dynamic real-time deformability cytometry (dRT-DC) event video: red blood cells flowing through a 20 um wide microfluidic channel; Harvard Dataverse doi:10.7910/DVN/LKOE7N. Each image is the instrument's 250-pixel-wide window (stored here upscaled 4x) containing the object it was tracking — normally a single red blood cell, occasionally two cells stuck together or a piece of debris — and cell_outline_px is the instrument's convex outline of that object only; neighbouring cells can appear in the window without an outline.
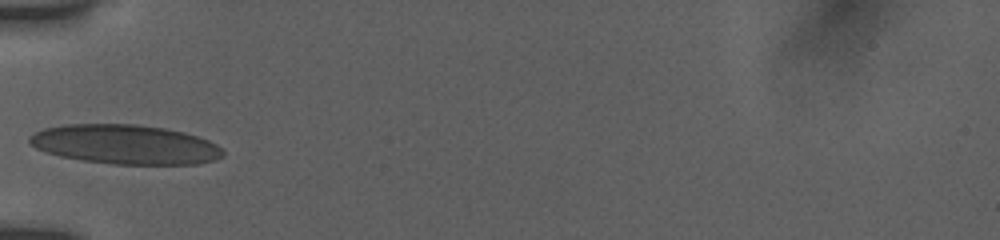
{"species": "human", "species_latin": "Homo sapiens", "temperature_condition": "room temperature", "stored_images_in_passage": 3, "camera_frame_rate_fps": 3000, "um_per_image_px": 0.085, "donor": {"sex": "female"}, "frame": {"image": 1, "passage_image": 1, "time_ms": 0.0, "image_size_px": [1000, 240], "cell_outline_px": [[224, 156], [216, 160], [196, 164], [112, 164], [84, 160], [60, 156], [36, 148], [28, 144], [28, 136], [44, 128], [64, 124], [136, 124], [164, 128], [184, 132], [208, 140], [216, 144], [224, 152]], "centroid_in_image_um": [10.63, 12.27], "position_along_channel_um": 74.4, "area_um2": 44.45}}
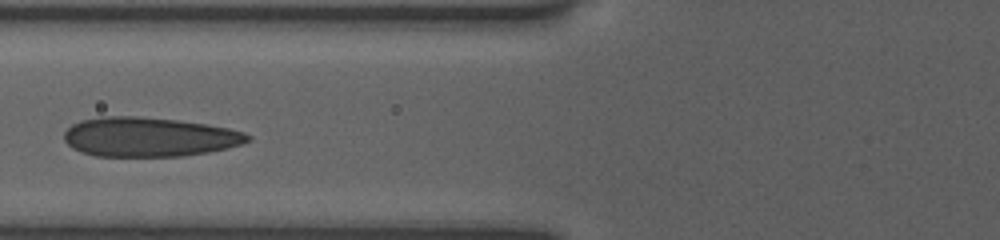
{"frame": {"image": 2, "passage_image": 2, "time_ms": 1.0, "image_size_px": [1000, 240], "cell_outline_px": [[252, 140], [240, 144], [208, 152], [184, 156], [96, 156], [80, 152], [72, 148], [64, 140], [64, 132], [72, 124], [80, 120], [100, 116], [140, 116], [176, 120], [204, 124], [228, 128], [244, 132], [252, 136]], "centroid_in_image_um": [12.63, 11.64], "position_along_channel_um": 113.2, "area_um2": 42.19}}